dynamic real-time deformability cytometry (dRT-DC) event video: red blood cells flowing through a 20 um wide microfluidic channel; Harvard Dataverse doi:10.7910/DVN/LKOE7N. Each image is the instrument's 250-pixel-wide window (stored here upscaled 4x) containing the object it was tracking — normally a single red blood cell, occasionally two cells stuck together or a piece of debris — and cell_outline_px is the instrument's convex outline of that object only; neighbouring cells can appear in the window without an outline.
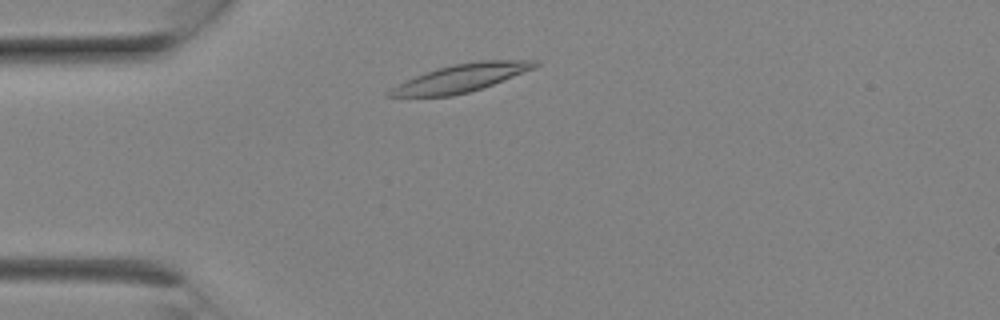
{"species": "Egyptian fruit bat (a non-hibernating species)", "species_latin": "Rousettus aegyptiacus", "temperature_condition": "room temperature", "stored_images_in_passage": 7, "camera_frame_rate_fps": 3000, "um_per_image_px": 0.085, "animal": {"sex": "female"}, "frame": {"image": 1, "passage_image": 2, "time_ms": 0.333, "image_size_px": [1000, 320], "cell_outline_px": [[540, 64], [532, 68], [492, 84], [468, 92], [452, 96], [384, 96], [384, 92], [416, 76], [452, 64], [476, 60], [536, 60]], "centroid_in_image_um": [39.16, 6.63], "position_along_channel_um": 45.8, "area_um2": 22.89}}
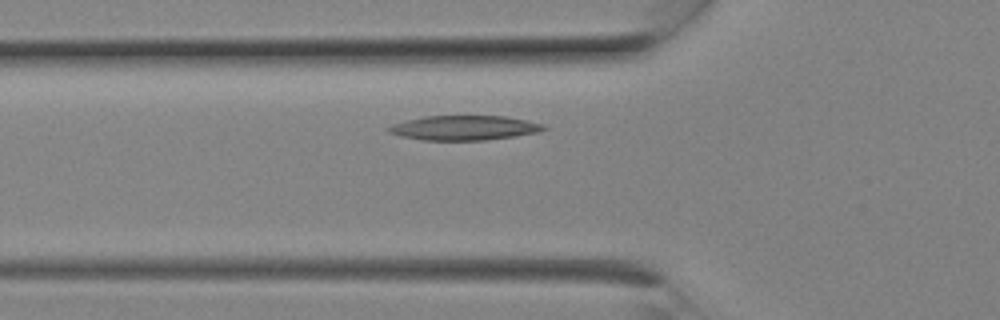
{"frame": {"image": 2, "passage_image": 4, "time_ms": 1.0, "image_size_px": [1000, 320], "cell_outline_px": [[548, 128], [540, 132], [484, 140], [424, 140], [400, 136], [388, 132], [388, 128], [392, 124], [424, 116], [504, 116], [544, 124]], "centroid_in_image_um": [39.46, 10.86], "position_along_channel_um": 86.3, "area_um2": 22.02}}
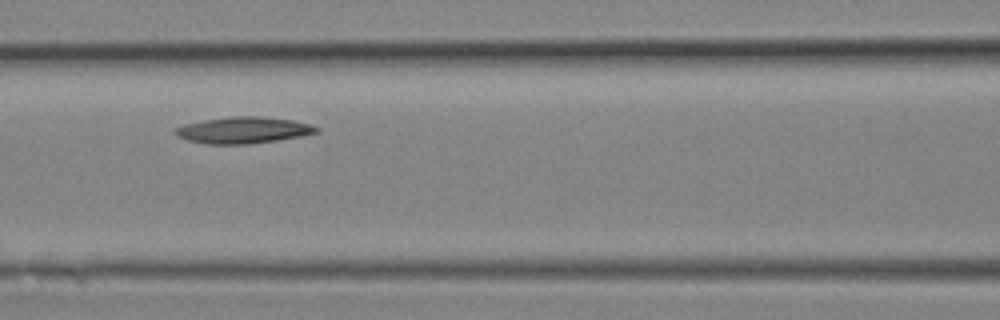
{"frame": {"image": 3, "passage_image": 6, "time_ms": 1.667, "image_size_px": [1000, 320], "cell_outline_px": [[320, 132], [300, 136], [276, 140], [248, 144], [204, 144], [188, 140], [176, 136], [172, 132], [172, 128], [184, 124], [204, 120], [232, 116], [260, 116], [292, 120], [308, 124], [320, 128]], "centroid_in_image_um": [20.62, 11.06], "position_along_channel_um": 146.0, "area_um2": 21.85}}